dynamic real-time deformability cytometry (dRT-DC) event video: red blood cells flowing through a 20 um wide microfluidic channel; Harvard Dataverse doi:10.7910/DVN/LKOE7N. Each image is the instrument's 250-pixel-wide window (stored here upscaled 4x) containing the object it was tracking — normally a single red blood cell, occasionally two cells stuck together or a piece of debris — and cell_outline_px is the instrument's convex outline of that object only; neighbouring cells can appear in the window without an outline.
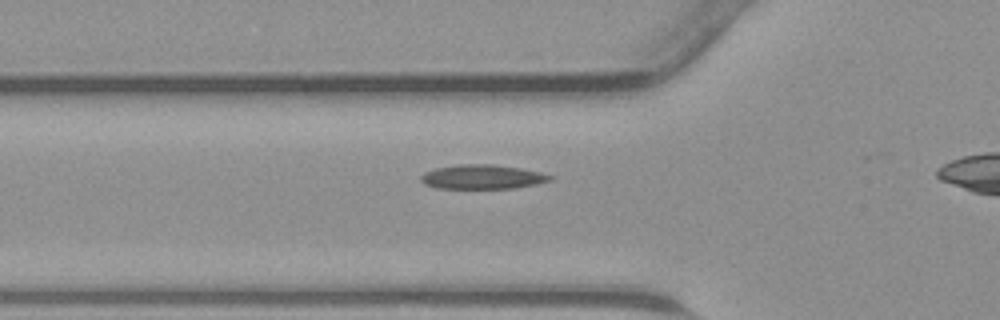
{"species": "common noctule bat (a hibernating species)", "species_latin": "Nyctalus noctula", "temperature_condition": "warm", "stored_images_in_passage": 29, "camera_frame_rate_fps": 3000, "um_per_image_px": 0.085, "animal": {"sex": "male", "body_mass_g": 23.1, "forearm_length_mm": 52.7}, "frame": {"image": 1, "passage_image": 6, "time_ms": 1.667, "image_size_px": [1000, 320], "cell_outline_px": [[552, 180], [536, 184], [516, 188], [436, 188], [424, 184], [420, 180], [420, 176], [424, 172], [436, 168], [460, 164], [492, 164], [520, 168], [540, 172], [552, 176]], "centroid_in_image_um": [40.98, 15.03], "position_along_channel_um": 84.8, "area_um2": 18.26}}
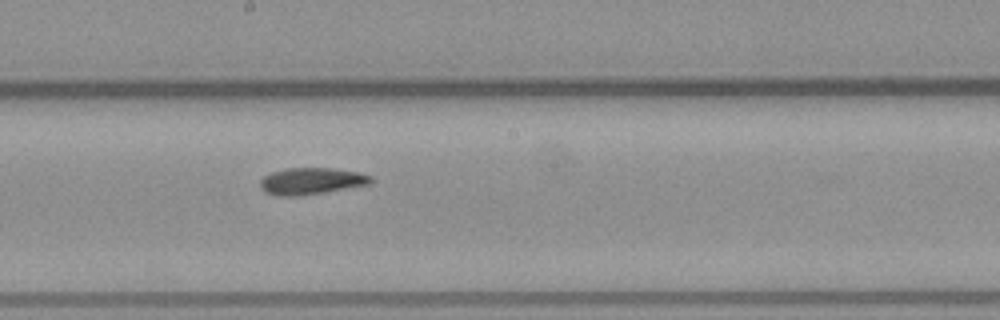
{"frame": {"image": 2, "passage_image": 15, "time_ms": 4.667, "image_size_px": [1000, 320], "cell_outline_px": [[372, 184], [300, 196], [276, 196], [264, 192], [260, 188], [260, 180], [264, 176], [272, 172], [288, 168], [332, 168], [360, 172], [372, 176]], "centroid_in_image_um": [26.46, 15.4], "position_along_channel_um": 221.7, "area_um2": 17.4}}
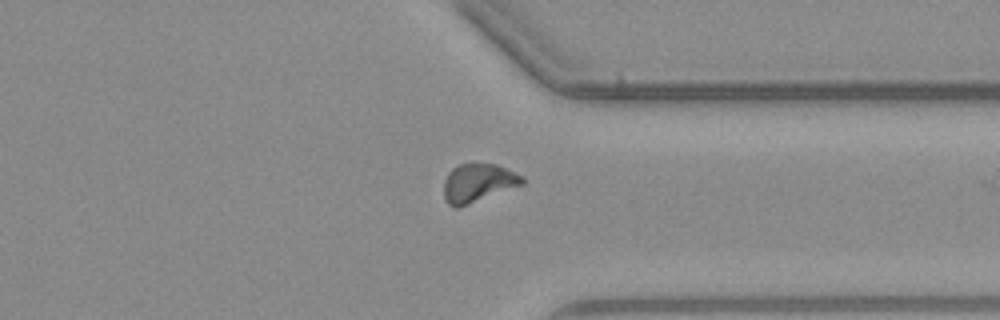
{"frame": {"image": 3, "passage_image": 25, "time_ms": 8.0, "image_size_px": [1000, 320], "cell_outline_px": [[524, 184], [460, 208], [452, 208], [448, 204], [444, 196], [444, 180], [448, 172], [452, 168], [460, 164], [496, 164], [524, 176]], "centroid_in_image_um": [40.63, 15.57], "position_along_channel_um": 370.8, "area_um2": 17.74}}